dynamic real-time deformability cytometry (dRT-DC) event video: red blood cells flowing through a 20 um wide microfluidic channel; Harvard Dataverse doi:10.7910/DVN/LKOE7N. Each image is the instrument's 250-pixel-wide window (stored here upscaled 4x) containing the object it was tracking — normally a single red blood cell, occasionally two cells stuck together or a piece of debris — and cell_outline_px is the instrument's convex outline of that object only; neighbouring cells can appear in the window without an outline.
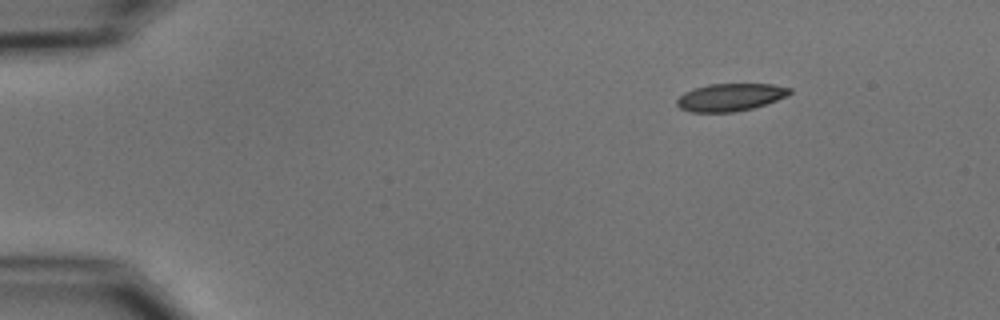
{"species": "common noctule bat (a hibernating species)", "species_latin": "Nyctalus noctula", "temperature_condition": "cold", "stored_images_in_passage": 6, "camera_frame_rate_fps": 3000, "um_per_image_px": 0.085, "animal": {"sex": "male", "body_mass_g": 15.6}, "frame": {"image": 1, "passage_image": 1, "time_ms": 0.0, "image_size_px": [1000, 320], "cell_outline_px": [[792, 92], [788, 96], [752, 108], [732, 112], [692, 112], [680, 108], [676, 104], [676, 100], [684, 92], [708, 84], [772, 84], [792, 88]], "centroid_in_image_um": [62.08, 8.26], "position_along_channel_um": 22.9, "area_um2": 18.03}}
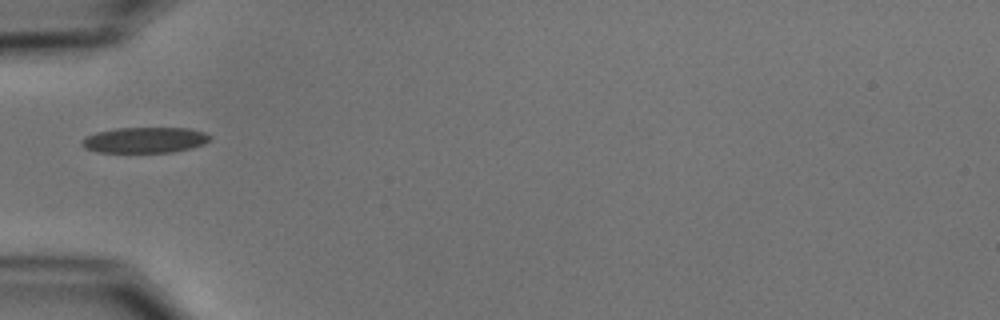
{"frame": {"image": 2, "passage_image": 4, "time_ms": 3.667, "image_size_px": [1000, 320], "cell_outline_px": [[212, 140], [204, 144], [192, 148], [172, 152], [96, 152], [84, 148], [84, 136], [96, 132], [116, 128], [188, 128], [204, 132], [212, 136]], "centroid_in_image_um": [12.36, 11.9], "position_along_channel_um": 72.6, "area_um2": 19.25}}